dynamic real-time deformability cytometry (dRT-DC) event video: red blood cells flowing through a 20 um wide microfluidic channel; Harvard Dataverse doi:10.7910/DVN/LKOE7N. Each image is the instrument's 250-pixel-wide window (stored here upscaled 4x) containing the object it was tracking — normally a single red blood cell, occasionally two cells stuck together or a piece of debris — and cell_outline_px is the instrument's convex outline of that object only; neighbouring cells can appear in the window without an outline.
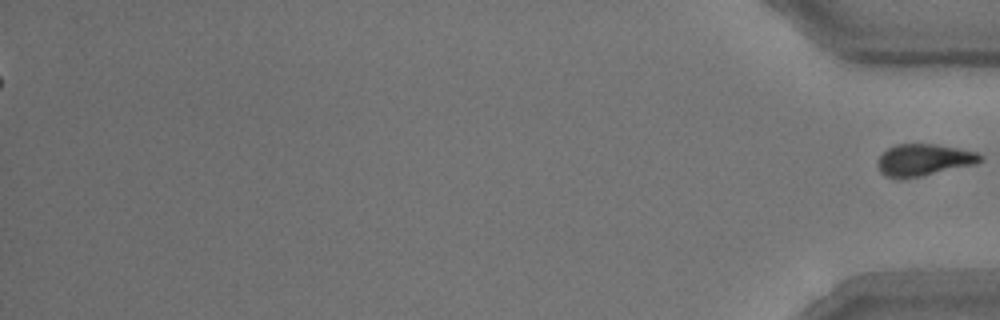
{"species": "common noctule bat (a hibernating species)", "species_latin": "Nyctalus noctula", "temperature_condition": "room temperature", "stored_images_in_passage": 39, "segment_of_instrument_passage": [2, 2], "camera_frame_rate_fps": 3000, "um_per_image_px": 0.085, "animal": {"sex": "male", "body_mass_g": 15.6}, "frame": {"image": 1, "passage_image": 39, "time_ms": 12.667, "image_size_px": [1000, 320], "cell_outline_px": [[984, 160], [976, 164], [920, 176], [884, 176], [880, 172], [876, 164], [876, 160], [888, 148], [896, 144], [936, 144], [960, 148], [976, 152], [984, 156]], "centroid_in_image_um": [78.56, 13.56], "position_along_channel_um": 356.6, "area_um2": 18.84}}